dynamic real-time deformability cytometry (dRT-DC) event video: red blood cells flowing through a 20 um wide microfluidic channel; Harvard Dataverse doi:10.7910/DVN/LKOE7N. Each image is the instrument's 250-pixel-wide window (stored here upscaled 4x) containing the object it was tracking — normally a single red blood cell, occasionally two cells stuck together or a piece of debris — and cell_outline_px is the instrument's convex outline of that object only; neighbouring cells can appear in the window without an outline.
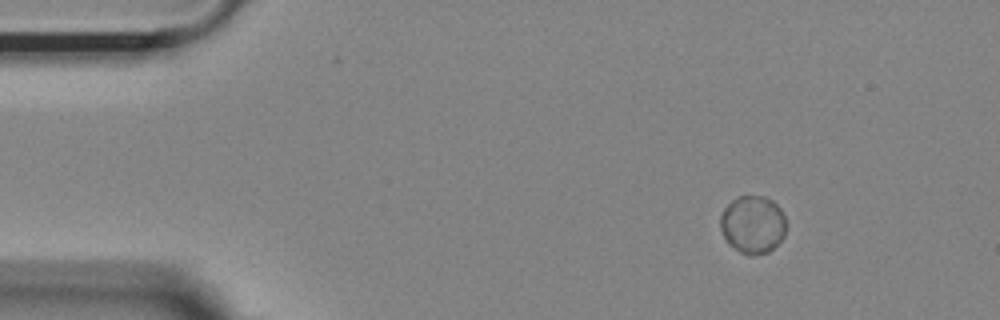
{"species": "Egyptian fruit bat (a non-hibernating species)", "species_latin": "Rousettus aegyptiacus", "temperature_condition": "room temperature", "stored_images_in_passage": 48, "camera_frame_rate_fps": 3000, "um_per_image_px": 0.085, "animal": {"sex": "female"}, "frame": {"image": 1, "passage_image": 1, "time_ms": 0.0, "image_size_px": [1000, 320], "cell_outline_px": [[784, 236], [768, 252], [752, 256], [748, 256], [740, 252], [728, 244], [720, 228], [720, 216], [724, 208], [736, 196], [764, 196], [772, 200], [780, 208], [784, 216]], "centroid_in_image_um": [63.95, 19.08], "position_along_channel_um": 21.0, "area_um2": 22.14}}
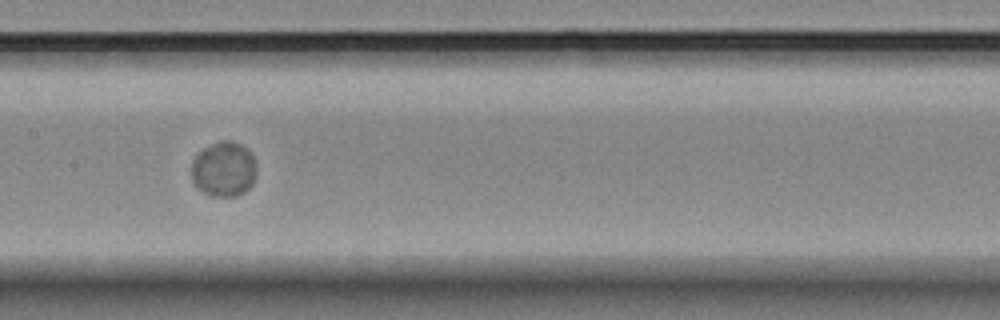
{"frame": {"image": 2, "passage_image": 21, "time_ms": 6.667, "image_size_px": [1000, 320], "cell_outline_px": [[256, 172], [252, 184], [244, 192], [236, 196], [212, 196], [204, 192], [192, 180], [192, 160], [204, 148], [220, 140], [232, 140], [248, 148], [256, 160]], "centroid_in_image_um": [19.06, 14.36], "position_along_channel_um": 188.3, "area_um2": 20.87}}
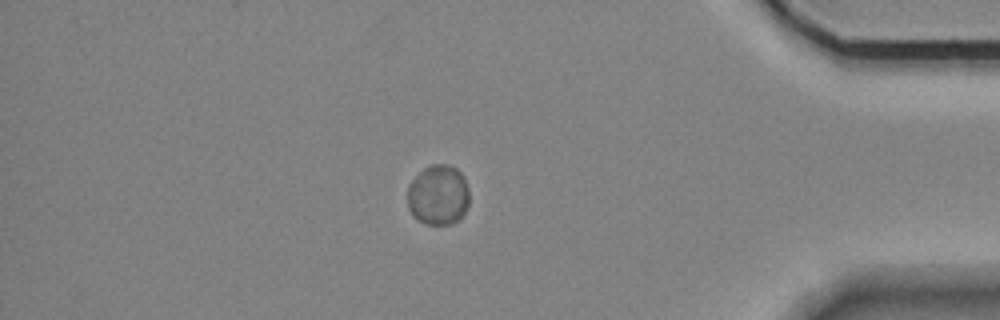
{"frame": {"image": 3, "passage_image": 41, "time_ms": 13.333, "image_size_px": [1000, 320], "cell_outline_px": [[468, 204], [464, 212], [452, 224], [428, 224], [416, 220], [412, 216], [408, 208], [408, 184], [424, 168], [432, 164], [444, 164], [456, 168], [464, 176], [468, 188]], "centroid_in_image_um": [37.23, 16.57], "position_along_channel_um": 398.0, "area_um2": 21.68}}